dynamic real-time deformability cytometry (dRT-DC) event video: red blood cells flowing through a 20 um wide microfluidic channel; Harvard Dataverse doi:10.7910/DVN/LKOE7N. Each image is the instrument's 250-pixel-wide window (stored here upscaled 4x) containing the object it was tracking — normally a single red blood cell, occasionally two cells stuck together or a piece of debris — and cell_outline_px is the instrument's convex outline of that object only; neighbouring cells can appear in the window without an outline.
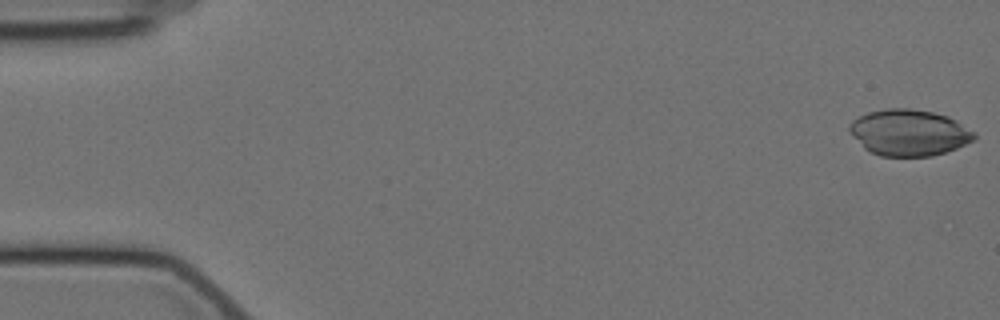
{"species": "Egyptian fruit bat (a non-hibernating species)", "species_latin": "Rousettus aegyptiacus", "temperature_condition": "cold", "stored_images_in_passage": 25, "camera_frame_rate_fps": 3000, "um_per_image_px": 0.085, "animal": {"sex": "female"}, "frame": {"image": 1, "passage_image": 1, "time_ms": 0.0, "image_size_px": [1000, 320], "cell_outline_px": [[976, 140], [956, 148], [932, 156], [880, 156], [864, 148], [848, 132], [848, 124], [852, 120], [868, 112], [888, 108], [908, 108], [932, 112], [948, 116], [956, 120], [976, 132]], "centroid_in_image_um": [77.27, 11.27], "position_along_channel_um": 7.7, "area_um2": 33.81}}
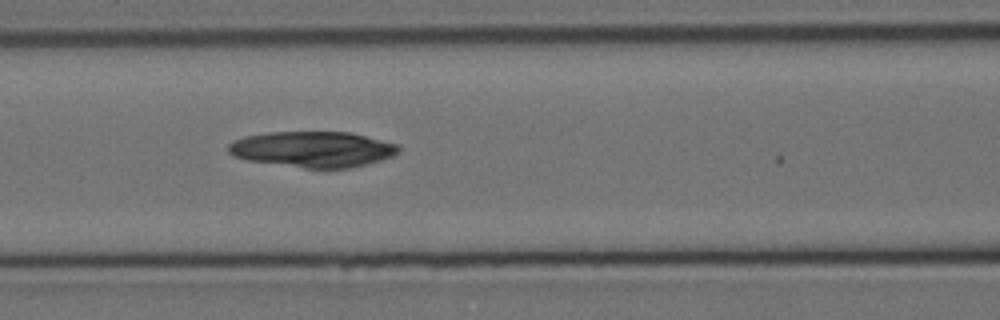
{"frame": {"image": 2, "passage_image": 24, "time_ms": 7.667, "image_size_px": [1000, 320], "cell_outline_px": [[400, 152], [392, 156], [380, 160], [352, 168], [304, 168], [248, 160], [236, 156], [228, 152], [228, 144], [244, 136], [268, 132], [352, 132], [396, 144], [400, 148]], "centroid_in_image_um": [26.6, 12.68], "position_along_channel_um": 140.0, "area_um2": 35.37}}